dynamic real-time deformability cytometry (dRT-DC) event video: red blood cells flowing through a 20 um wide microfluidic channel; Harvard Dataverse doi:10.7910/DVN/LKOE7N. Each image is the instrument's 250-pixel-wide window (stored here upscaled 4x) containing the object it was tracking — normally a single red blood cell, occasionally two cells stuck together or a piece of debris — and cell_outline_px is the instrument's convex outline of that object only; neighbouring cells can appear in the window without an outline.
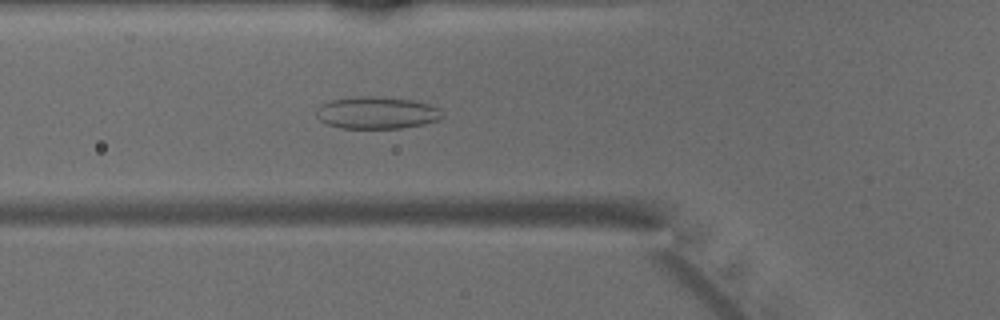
{"species": "common noctule bat (a hibernating species)", "species_latin": "Nyctalus noctula", "temperature_condition": "warm", "stored_images_in_passage": 39, "camera_frame_rate_fps": 3000, "um_per_image_px": 0.085, "animal": {"sex": "male", "body_mass_g": 15.6}, "frame": {"image": 1, "passage_image": 9, "time_ms": 2.667, "image_size_px": [1000, 320], "cell_outline_px": [[444, 116], [440, 120], [424, 124], [404, 128], [340, 128], [328, 124], [320, 120], [316, 116], [316, 108], [332, 100], [356, 96], [372, 96], [416, 100], [440, 108], [444, 112]], "centroid_in_image_um": [32.08, 9.59], "position_along_channel_um": 93.7, "area_um2": 23.81}}
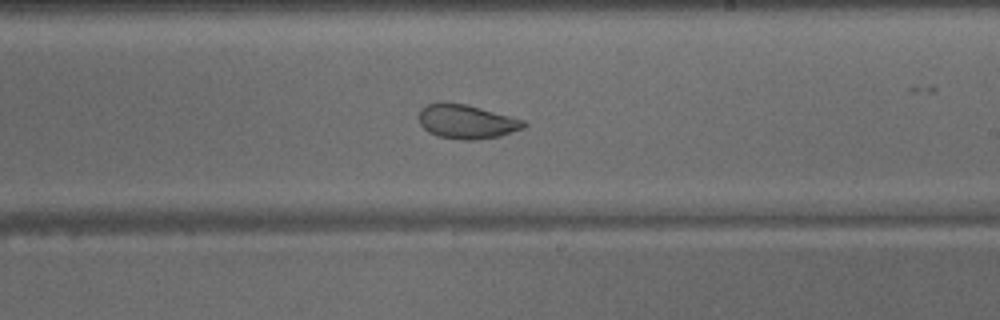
{"frame": {"image": 2, "passage_image": 20, "time_ms": 6.333, "image_size_px": [1000, 320], "cell_outline_px": [[528, 124], [524, 128], [500, 136], [472, 140], [460, 140], [436, 136], [428, 132], [420, 124], [420, 108], [428, 104], [464, 104], [480, 108], [524, 120]], "centroid_in_image_um": [39.68, 10.37], "position_along_channel_um": 249.3, "area_um2": 20.46}}
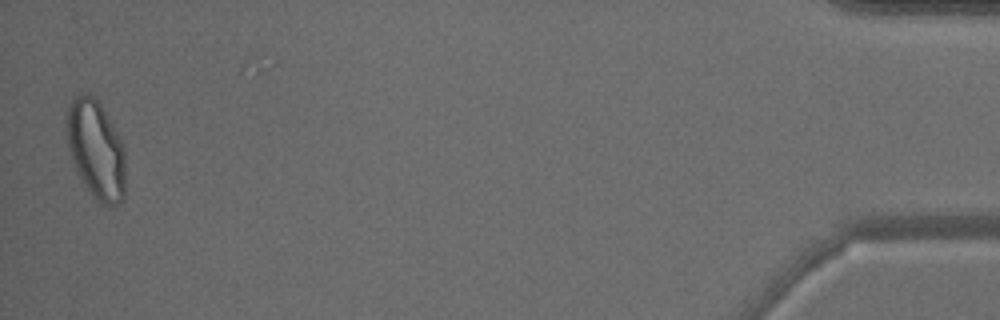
{"frame": {"image": 3, "passage_image": 39, "time_ms": 12.667, "image_size_px": [1000, 320], "cell_outline_px": [[124, 196], [120, 204], [100, 204], [92, 196], [80, 176], [72, 160], [68, 144], [68, 104], [80, 92], [88, 92], [100, 104], [120, 136], [124, 148]], "centroid_in_image_um": [8.18, 12.7], "position_along_channel_um": 427.0, "area_um2": 33.29}}